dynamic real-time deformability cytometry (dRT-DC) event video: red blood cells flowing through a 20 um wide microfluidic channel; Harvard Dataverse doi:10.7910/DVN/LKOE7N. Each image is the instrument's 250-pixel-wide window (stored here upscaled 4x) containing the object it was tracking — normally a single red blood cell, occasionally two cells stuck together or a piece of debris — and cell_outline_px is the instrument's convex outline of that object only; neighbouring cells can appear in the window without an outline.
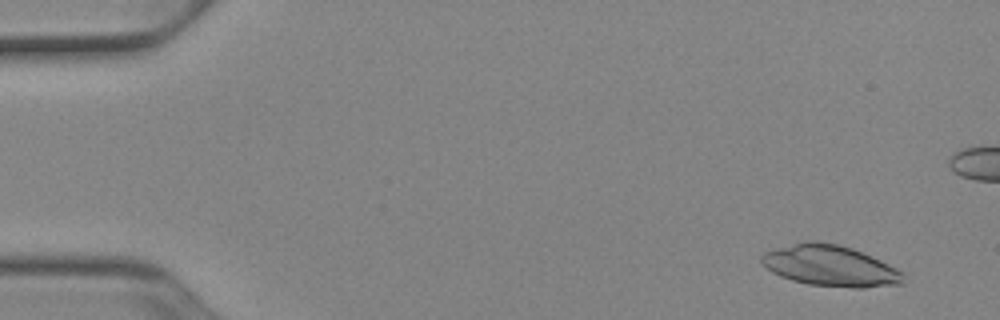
{"species": "Egyptian fruit bat (a non-hibernating species)", "species_latin": "Rousettus aegyptiacus", "temperature_condition": "cold", "stored_images_in_passage": 53, "camera_frame_rate_fps": 3000, "um_per_image_px": 0.085, "animal": {"sex": "female"}, "frame": {"image": 1, "passage_image": 4, "time_ms": 1.0, "image_size_px": [1000, 320], "cell_outline_px": [[904, 284], [864, 288], [852, 288], [808, 284], [792, 280], [780, 276], [772, 272], [760, 260], [760, 256], [764, 252], [776, 248], [804, 240], [816, 240], [836, 244], [852, 248], [872, 256], [904, 272]], "centroid_in_image_um": [70.58, 22.59], "position_along_channel_um": 14.4, "area_um2": 34.1}}
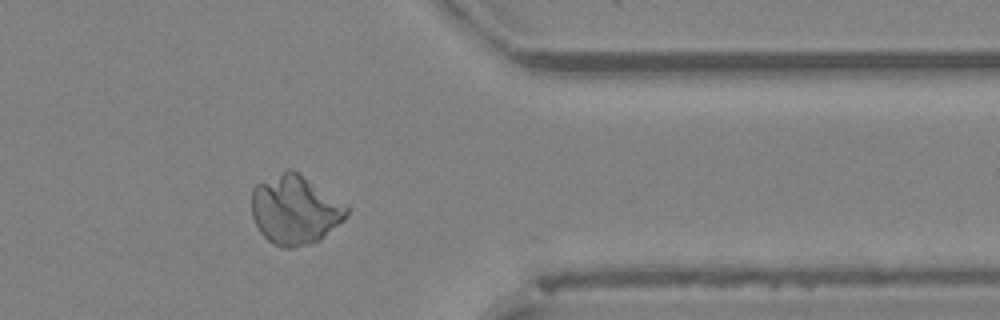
{"frame": {"image": 2, "passage_image": 43, "time_ms": 14.0, "image_size_px": [1000, 320], "cell_outline_px": [[348, 212], [344, 220], [320, 240], [308, 244], [292, 248], [280, 248], [272, 244], [260, 232], [252, 216], [252, 188], [256, 184], [288, 168], [292, 168], [348, 208]], "centroid_in_image_um": [25.02, 17.86], "position_along_channel_um": 386.4, "area_um2": 37.86}}